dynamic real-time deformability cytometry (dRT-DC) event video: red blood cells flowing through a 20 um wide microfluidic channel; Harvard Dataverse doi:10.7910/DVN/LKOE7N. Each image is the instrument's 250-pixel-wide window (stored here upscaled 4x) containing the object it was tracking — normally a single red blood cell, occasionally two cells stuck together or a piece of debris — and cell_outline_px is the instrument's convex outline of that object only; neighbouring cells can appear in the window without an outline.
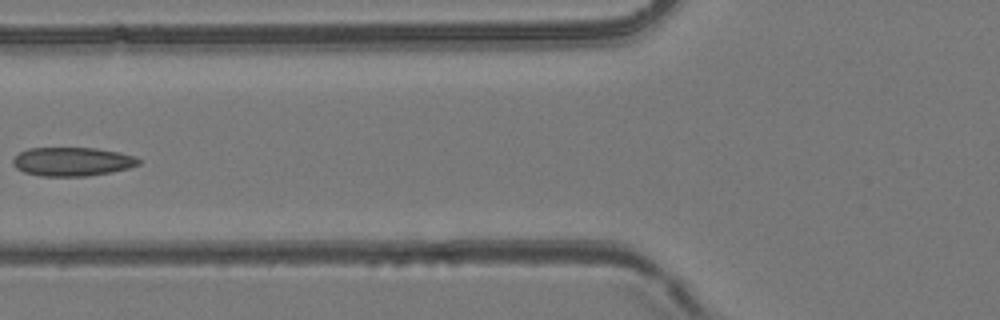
{"species": "common noctule bat (a hibernating species)", "species_latin": "Nyctalus noctula", "temperature_condition": "room temperature", "stored_images_in_passage": 4, "camera_frame_rate_fps": 3000, "um_per_image_px": 0.085, "animal": {"sex": "female", "body_mass_g": 24.6, "forearm_length_mm": 56.2}, "frame": {"image": 1, "passage_image": 3, "time_ms": 0.667, "image_size_px": [1000, 320], "cell_outline_px": [[140, 164], [128, 168], [112, 172], [88, 176], [40, 176], [24, 172], [16, 168], [12, 164], [12, 160], [20, 152], [28, 148], [96, 148], [120, 152], [136, 156], [140, 160]], "centroid_in_image_um": [6.16, 13.74], "position_along_channel_um": 119.6, "area_um2": 21.21}}
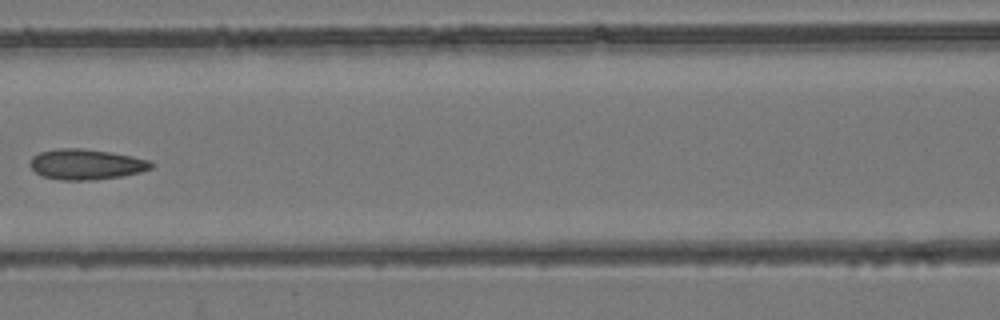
{"frame": {"image": 2, "passage_image": 4, "time_ms": 1.0, "image_size_px": [1000, 320], "cell_outline_px": [[156, 164], [152, 168], [140, 172], [120, 176], [96, 180], [60, 180], [44, 176], [36, 172], [28, 164], [32, 156], [40, 152], [56, 148], [80, 148], [112, 152], [132, 156], [148, 160]], "centroid_in_image_um": [7.32, 13.96], "position_along_channel_um": 159.3, "area_um2": 21.62}}